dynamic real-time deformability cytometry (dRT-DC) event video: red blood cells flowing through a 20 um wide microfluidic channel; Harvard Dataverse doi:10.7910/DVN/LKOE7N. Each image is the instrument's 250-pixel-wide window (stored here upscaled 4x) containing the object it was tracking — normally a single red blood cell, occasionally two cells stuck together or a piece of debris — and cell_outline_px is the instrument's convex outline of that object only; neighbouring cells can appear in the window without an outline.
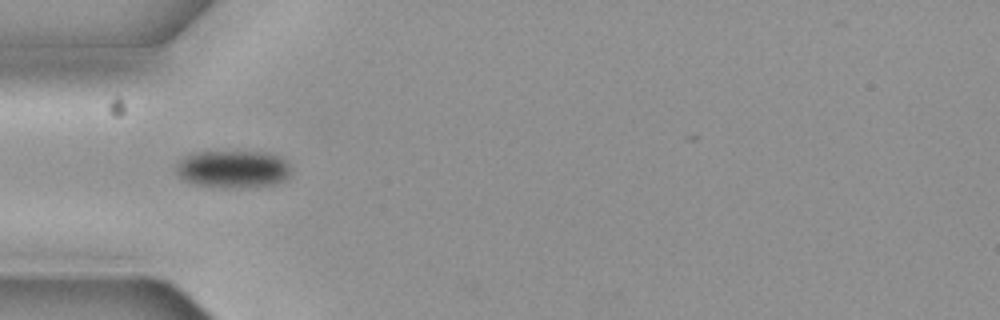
{"species": "common noctule bat (a hibernating species)", "species_latin": "Nyctalus noctula", "temperature_condition": "cold", "stored_images_in_passage": 5, "camera_frame_rate_fps": 3000, "um_per_image_px": 0.085, "animal": {"sex": "female", "body_mass_g": 19.3, "forearm_length_mm": 54.1}, "frame": {"image": 1, "passage_image": 4, "time_ms": 1.0, "image_size_px": [1000, 320], "cell_outline_px": [[292, 172], [284, 180], [272, 184], [192, 184], [176, 176], [176, 164], [184, 156], [192, 152], [268, 152], [280, 156], [288, 164]], "centroid_in_image_um": [19.77, 14.3], "position_along_channel_um": 65.2, "area_um2": 24.04}}
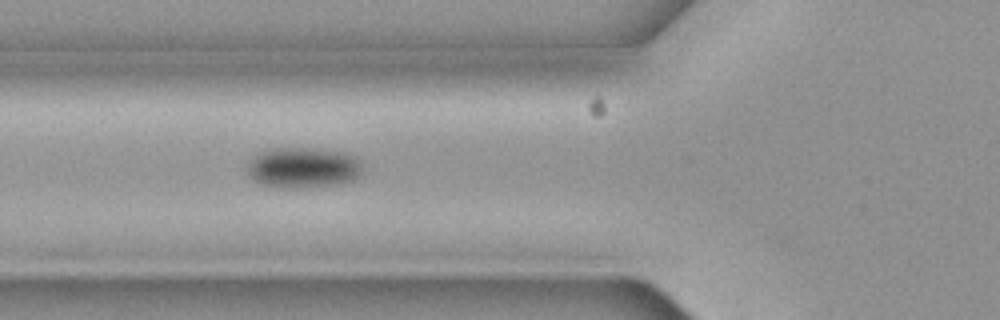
{"frame": {"image": 2, "passage_image": 5, "time_ms": 1.333, "image_size_px": [1000, 320], "cell_outline_px": [[360, 172], [352, 180], [340, 184], [300, 188], [284, 188], [260, 184], [252, 180], [248, 176], [248, 160], [256, 152], [268, 148], [316, 148], [340, 152], [356, 156], [360, 160]], "centroid_in_image_um": [25.68, 14.24], "position_along_channel_um": 100.1, "area_um2": 27.63}}